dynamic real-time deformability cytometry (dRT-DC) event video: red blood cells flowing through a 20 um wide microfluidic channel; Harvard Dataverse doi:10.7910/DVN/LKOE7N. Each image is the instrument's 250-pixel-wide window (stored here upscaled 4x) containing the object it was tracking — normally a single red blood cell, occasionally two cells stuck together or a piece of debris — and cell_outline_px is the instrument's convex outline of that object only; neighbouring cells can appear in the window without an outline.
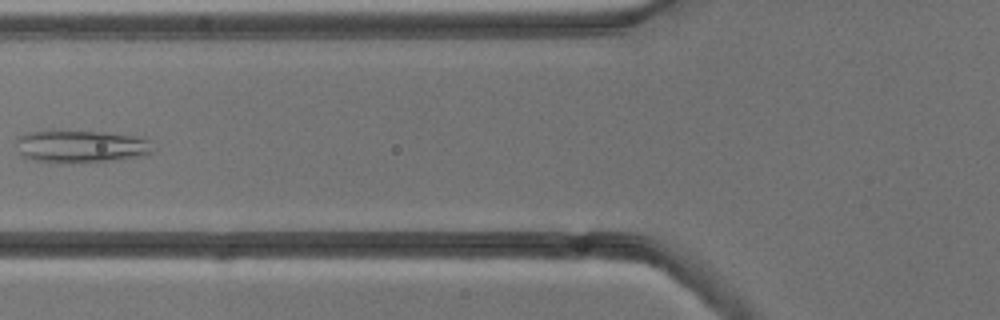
{"species": "common noctule bat (a hibernating species)", "species_latin": "Nyctalus noctula", "temperature_condition": "cold", "stored_images_in_passage": 6, "camera_frame_rate_fps": 3000, "um_per_image_px": 0.085, "animal": {"sex": "male", "body_mass_g": 13.3}, "frame": {"image": 1, "passage_image": 5, "time_ms": 5.333, "image_size_px": [1000, 320], "cell_outline_px": [[156, 152], [144, 156], [84, 164], [60, 164], [36, 160], [24, 156], [20, 152], [16, 140], [16, 136], [28, 132], [56, 128], [104, 132], [136, 136], [148, 140]], "centroid_in_image_um": [6.87, 12.43], "position_along_channel_um": 118.9, "area_um2": 27.22}}